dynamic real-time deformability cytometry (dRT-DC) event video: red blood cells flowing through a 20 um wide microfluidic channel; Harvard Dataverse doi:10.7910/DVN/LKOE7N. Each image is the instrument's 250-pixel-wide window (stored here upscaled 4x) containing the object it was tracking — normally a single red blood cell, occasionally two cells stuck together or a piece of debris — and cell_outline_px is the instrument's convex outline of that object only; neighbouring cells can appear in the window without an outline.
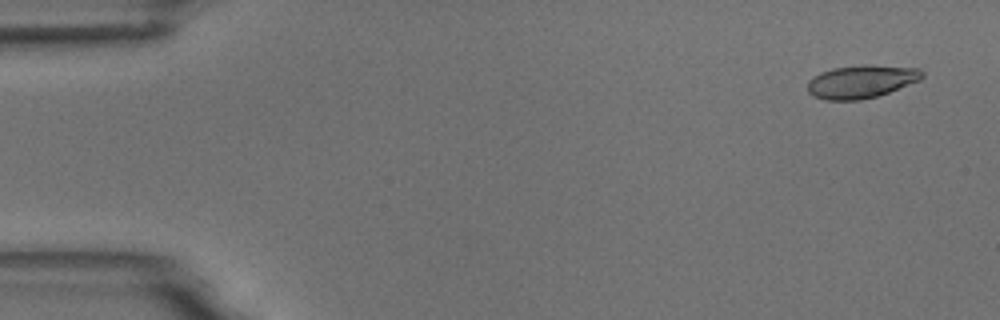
{"species": "common noctule bat (a hibernating species)", "species_latin": "Nyctalus noctula", "temperature_condition": "room temperature", "stored_images_in_passage": 7, "camera_frame_rate_fps": 3000, "um_per_image_px": 0.085, "animal": {"sex": "male", "body_mass_g": 18.8}, "frame": {"image": 1, "passage_image": 1, "time_ms": 0.0, "image_size_px": [1000, 320], "cell_outline_px": [[924, 76], [920, 80], [888, 92], [876, 96], [860, 100], [824, 100], [812, 96], [808, 92], [808, 80], [812, 76], [820, 72], [832, 68], [864, 64], [920, 68], [924, 72]], "centroid_in_image_um": [73.18, 6.92], "position_along_channel_um": 11.8, "area_um2": 22.25}}
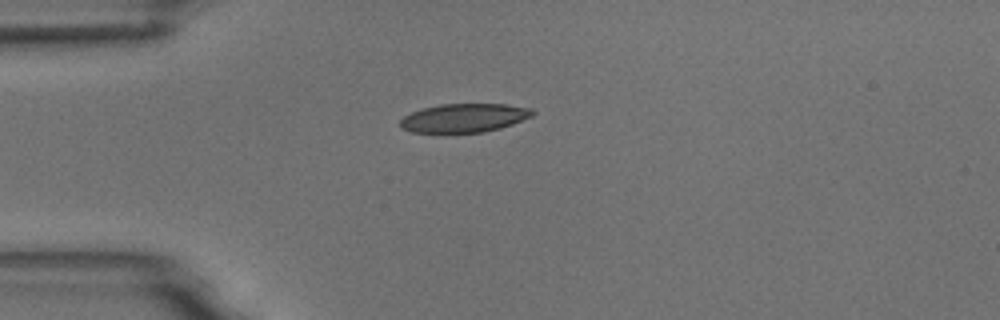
{"frame": {"image": 2, "passage_image": 4, "time_ms": 3.667, "image_size_px": [1000, 320], "cell_outline_px": [[536, 112], [532, 116], [512, 124], [500, 128], [484, 132], [412, 132], [400, 128], [400, 120], [404, 116], [412, 112], [424, 108], [440, 104], [504, 104], [532, 108]], "centroid_in_image_um": [39.46, 10.02], "position_along_channel_um": 45.5, "area_um2": 22.02}}